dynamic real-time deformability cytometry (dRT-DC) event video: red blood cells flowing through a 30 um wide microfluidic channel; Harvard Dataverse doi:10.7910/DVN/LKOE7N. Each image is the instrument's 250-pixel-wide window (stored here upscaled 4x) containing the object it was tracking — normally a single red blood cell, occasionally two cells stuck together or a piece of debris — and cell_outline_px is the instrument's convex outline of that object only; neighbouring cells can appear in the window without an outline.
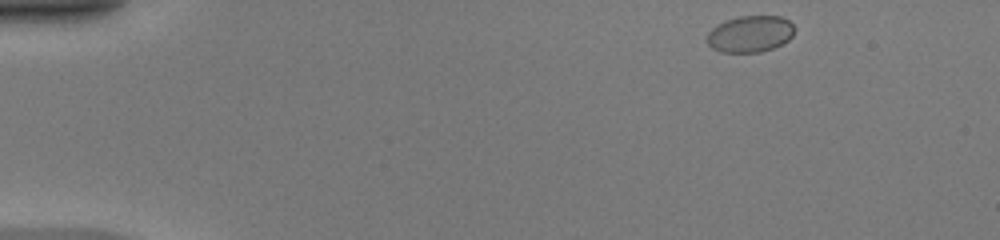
{"species": "common noctule bat (a hibernating species)", "species_latin": "Nyctalus noctula", "temperature_condition": "warm", "stored_images_in_passage": 45, "camera_frame_rate_fps": 3000, "um_per_image_px": 0.085, "animal": {"sex": "female", "body_mass_g": 20.0, "forearm_length_mm": 54.0}, "frame": {"image": 1, "passage_image": 1, "time_ms": 0.0, "image_size_px": [1000, 240], "cell_outline_px": [[796, 28], [792, 36], [788, 40], [772, 48], [760, 52], [720, 52], [712, 48], [704, 40], [708, 32], [712, 28], [728, 20], [740, 16], [780, 16], [788, 20]], "centroid_in_image_um": [63.75, 2.89], "position_along_channel_um": 21.2, "area_um2": 18.61}}
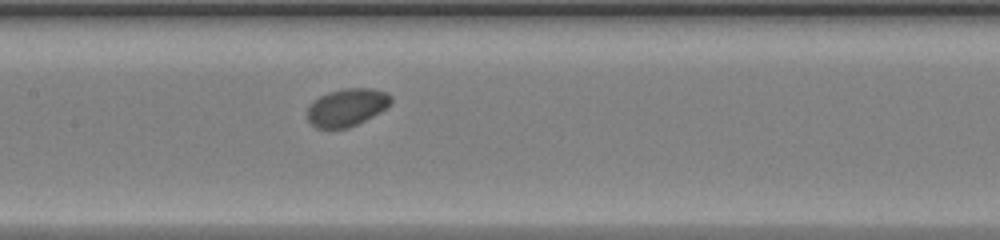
{"frame": {"image": 2, "passage_image": 20, "time_ms": 6.333, "image_size_px": [1000, 240], "cell_outline_px": [[392, 104], [380, 112], [348, 128], [316, 128], [308, 120], [308, 104], [312, 100], [328, 92], [344, 88], [372, 88], [388, 92], [392, 96]], "centroid_in_image_um": [29.5, 9.1], "position_along_channel_um": 177.9, "area_um2": 18.5}}
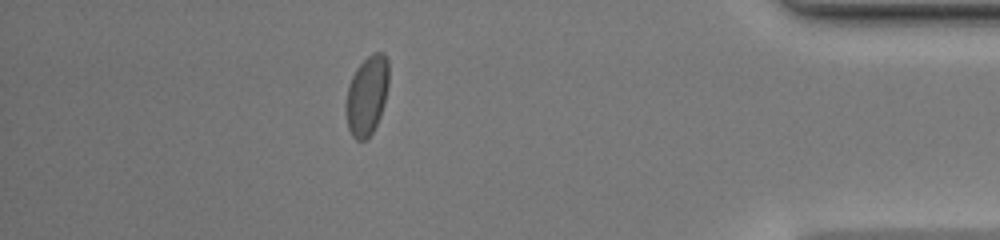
{"frame": {"image": 3, "passage_image": 39, "time_ms": 12.667, "image_size_px": [1000, 240], "cell_outline_px": [[388, 84], [384, 104], [380, 116], [372, 132], [364, 140], [356, 140], [352, 136], [348, 128], [344, 108], [344, 104], [348, 84], [356, 68], [372, 52], [384, 52], [388, 60]], "centroid_in_image_um": [31.16, 8.1], "position_along_channel_um": 404.0, "area_um2": 20.06}, "authors_computed_cell_mechanics": {"area_um2": 19.0162, "velocity_mm_per_s": 4.1678, "shape_relaxation_time_tau1_ms": 1.2092, "shape_relaxation_time_tau2_ms": null, "deformation_change_tau1": 0.0349, "deformation_change_tau2": null}}